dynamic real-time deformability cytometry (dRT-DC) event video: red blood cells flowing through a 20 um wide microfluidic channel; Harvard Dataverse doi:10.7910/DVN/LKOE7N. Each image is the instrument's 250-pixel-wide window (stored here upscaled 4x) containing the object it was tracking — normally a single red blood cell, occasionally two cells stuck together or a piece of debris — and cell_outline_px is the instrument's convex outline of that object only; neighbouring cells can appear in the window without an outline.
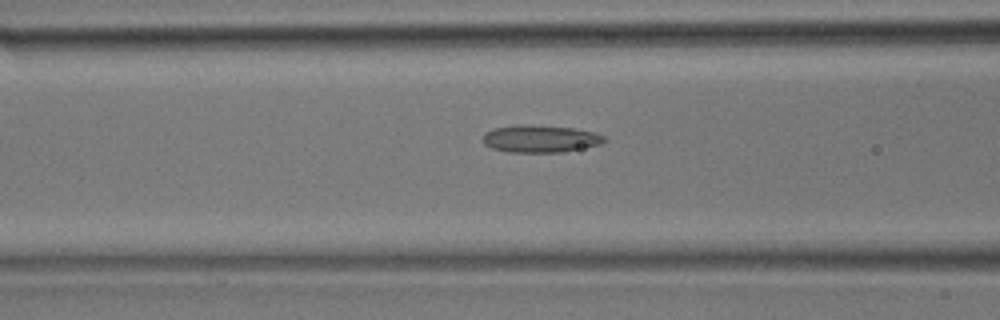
{"species": "common noctule bat (a hibernating species)", "species_latin": "Nyctalus noctula", "temperature_condition": "room temperature", "stored_images_in_passage": 25, "camera_frame_rate_fps": 3000, "um_per_image_px": 0.085, "animal": {"sex": "male", "body_mass_g": 17.9}, "frame": {"image": 1, "passage_image": 4, "time_ms": 1.0, "image_size_px": [1000, 320], "cell_outline_px": [[608, 140], [600, 144], [560, 152], [508, 152], [492, 148], [484, 144], [484, 132], [492, 128], [516, 124], [524, 124], [572, 128], [592, 132], [604, 136]], "centroid_in_image_um": [45.87, 11.78], "position_along_channel_um": 120.7, "area_um2": 19.25}}
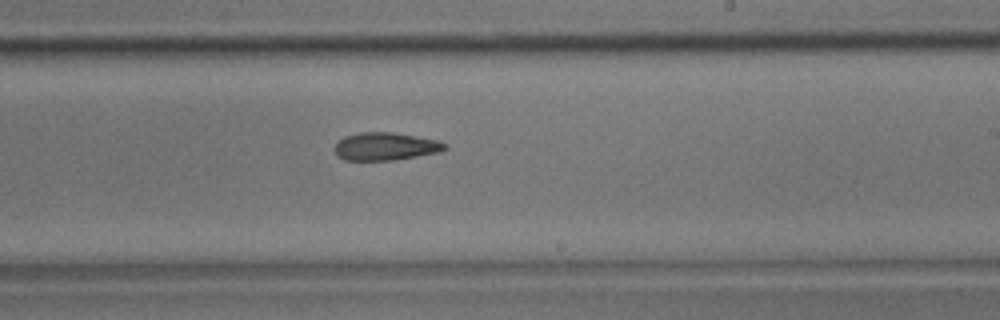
{"frame": {"image": 2, "passage_image": 11, "time_ms": 3.333, "image_size_px": [1000, 320], "cell_outline_px": [[448, 148], [440, 152], [396, 160], [344, 160], [336, 156], [332, 148], [344, 136], [360, 132], [392, 132], [436, 140], [444, 144]], "centroid_in_image_um": [32.71, 12.45], "position_along_channel_um": 256.3, "area_um2": 17.92}}
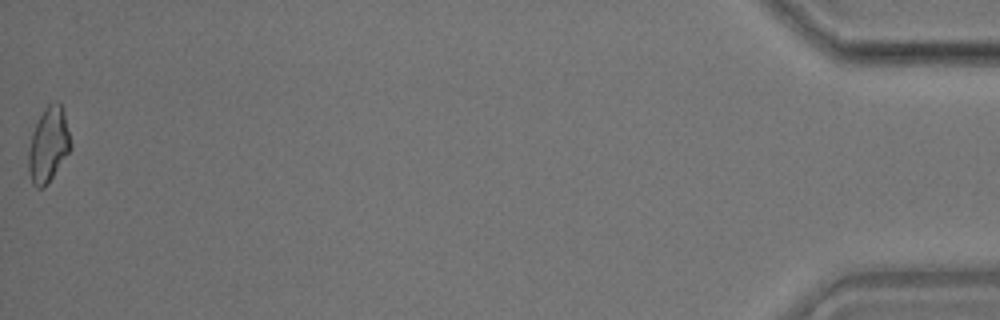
{"frame": {"image": 3, "passage_image": 25, "time_ms": 8.0, "image_size_px": [1000, 320], "cell_outline_px": [[72, 148], [44, 188], [36, 188], [32, 184], [28, 172], [28, 152], [32, 132], [44, 108], [48, 104], [60, 104], [64, 112], [72, 144]], "centroid_in_image_um": [4.11, 12.35], "position_along_channel_um": 431.1, "area_um2": 18.26}}